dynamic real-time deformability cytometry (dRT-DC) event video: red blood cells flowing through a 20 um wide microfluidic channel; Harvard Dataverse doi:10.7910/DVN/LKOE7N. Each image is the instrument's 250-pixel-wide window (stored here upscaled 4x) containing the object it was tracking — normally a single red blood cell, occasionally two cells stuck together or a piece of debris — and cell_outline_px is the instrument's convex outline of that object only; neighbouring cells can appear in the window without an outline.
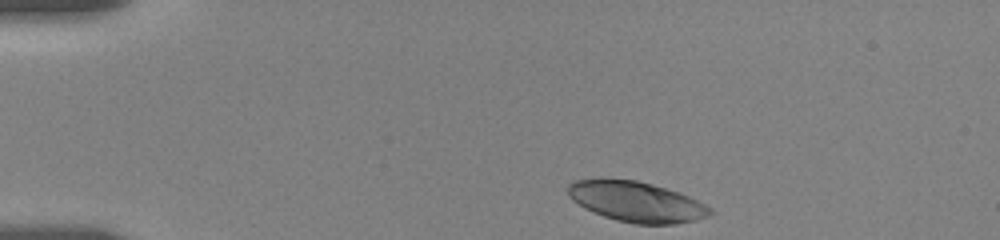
{"species": "human", "species_latin": "Homo sapiens", "temperature_condition": "room temperature", "stored_images_in_passage": 15, "camera_frame_rate_fps": 3000, "um_per_image_px": 0.085, "donor": {"sex": "female"}, "frame": {"image": 1, "passage_image": 1, "time_ms": 0.0, "image_size_px": [1000, 240], "cell_outline_px": [[716, 212], [712, 216], [696, 220], [676, 224], [636, 224], [616, 220], [604, 216], [584, 208], [572, 200], [568, 196], [568, 184], [576, 180], [636, 180], [652, 184], [688, 196], [712, 208]], "centroid_in_image_um": [54.14, 17.18], "position_along_channel_um": 30.9, "area_um2": 33.12}}
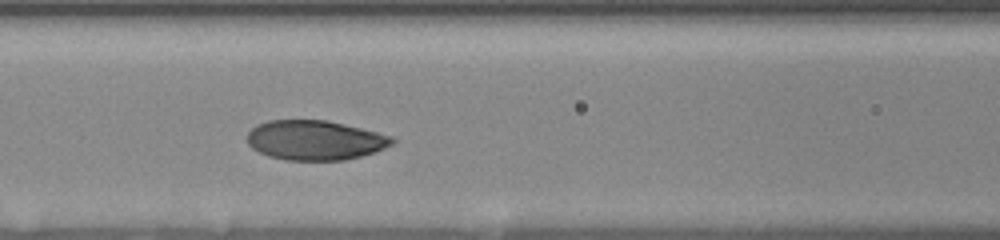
{"frame": {"image": 2, "passage_image": 7, "time_ms": 5.0, "image_size_px": [1000, 240], "cell_outline_px": [[396, 144], [360, 156], [344, 160], [284, 160], [268, 156], [252, 148], [248, 144], [248, 132], [256, 124], [268, 120], [328, 120], [392, 136], [396, 140]], "centroid_in_image_um": [26.77, 11.91], "position_along_channel_um": 139.8, "area_um2": 33.52}}
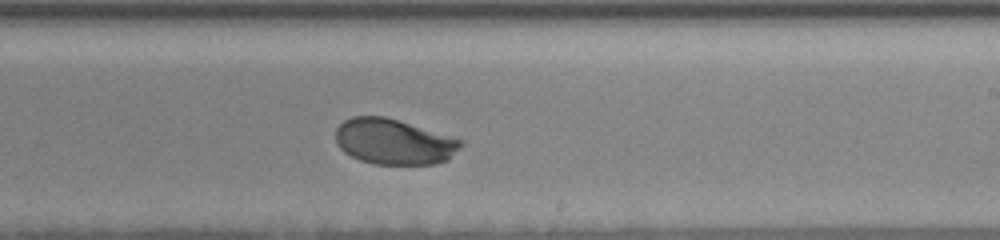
{"frame": {"image": 3, "passage_image": 15, "time_ms": 8.333, "image_size_px": [1000, 240], "cell_outline_px": [[464, 144], [448, 160], [432, 164], [376, 164], [360, 160], [344, 152], [336, 144], [336, 128], [344, 120], [352, 116], [384, 116], [464, 140]], "centroid_in_image_um": [33.47, 12.04], "position_along_channel_um": 255.5, "area_um2": 33.18}}